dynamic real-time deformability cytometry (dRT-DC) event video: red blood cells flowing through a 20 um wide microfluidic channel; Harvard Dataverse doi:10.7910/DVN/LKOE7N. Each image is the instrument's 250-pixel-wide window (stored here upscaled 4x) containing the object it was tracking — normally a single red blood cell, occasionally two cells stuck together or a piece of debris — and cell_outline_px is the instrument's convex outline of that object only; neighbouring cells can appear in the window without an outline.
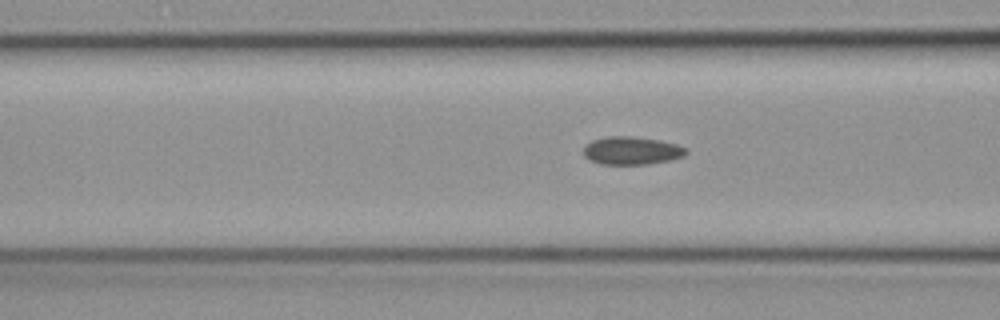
{"species": "common noctule bat (a hibernating species)", "species_latin": "Nyctalus noctula", "temperature_condition": "cold", "stored_images_in_passage": 31, "camera_frame_rate_fps": 3000, "um_per_image_px": 0.085, "animal": {"sex": "female", "body_mass_g": 19.3, "forearm_length_mm": 54.1}, "frame": {"image": 1, "passage_image": 8, "time_ms": 2.333, "image_size_px": [1000, 320], "cell_outline_px": [[688, 152], [684, 156], [668, 160], [648, 164], [600, 164], [588, 160], [584, 156], [584, 148], [592, 140], [608, 136], [628, 136], [660, 140], [676, 144], [684, 148]], "centroid_in_image_um": [53.66, 12.81], "position_along_channel_um": 112.9, "area_um2": 16.59}}
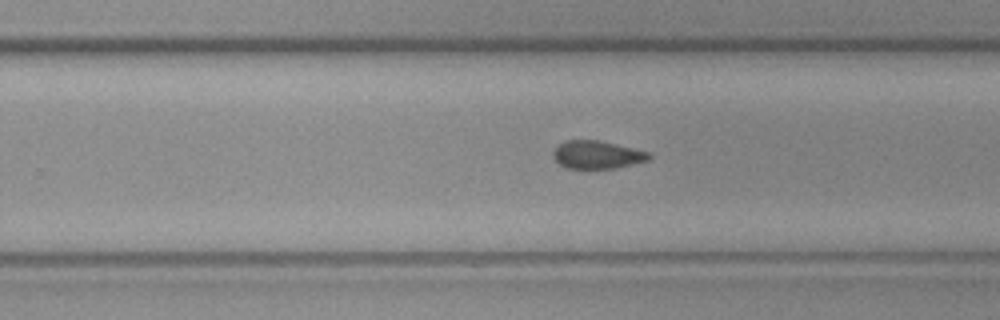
{"frame": {"image": 2, "passage_image": 22, "time_ms": 7.0, "image_size_px": [1000, 320], "cell_outline_px": [[652, 156], [648, 160], [616, 168], [568, 168], [560, 164], [552, 156], [552, 152], [564, 140], [600, 140], [648, 152]], "centroid_in_image_um": [50.74, 13.14], "position_along_channel_um": 279.1, "area_um2": 15.43}}
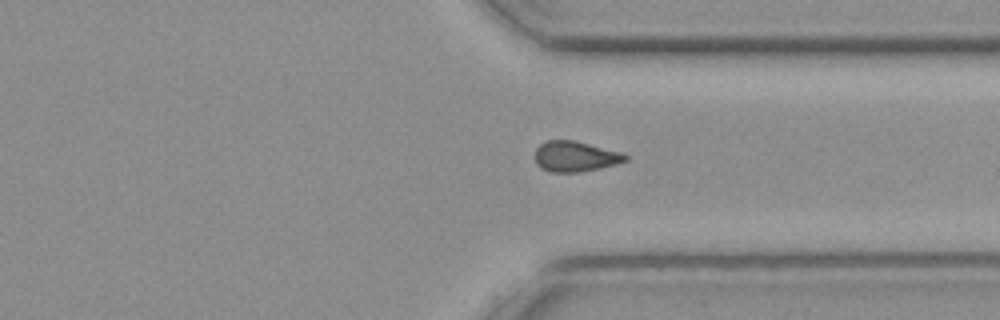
{"frame": {"image": 3, "passage_image": 29, "time_ms": 9.333, "image_size_px": [1000, 320], "cell_outline_px": [[628, 160], [616, 164], [600, 168], [580, 172], [552, 172], [540, 168], [536, 164], [536, 148], [544, 140], [576, 140], [620, 152], [628, 156]], "centroid_in_image_um": [48.88, 13.29], "position_along_channel_um": 362.5, "area_um2": 16.13}}